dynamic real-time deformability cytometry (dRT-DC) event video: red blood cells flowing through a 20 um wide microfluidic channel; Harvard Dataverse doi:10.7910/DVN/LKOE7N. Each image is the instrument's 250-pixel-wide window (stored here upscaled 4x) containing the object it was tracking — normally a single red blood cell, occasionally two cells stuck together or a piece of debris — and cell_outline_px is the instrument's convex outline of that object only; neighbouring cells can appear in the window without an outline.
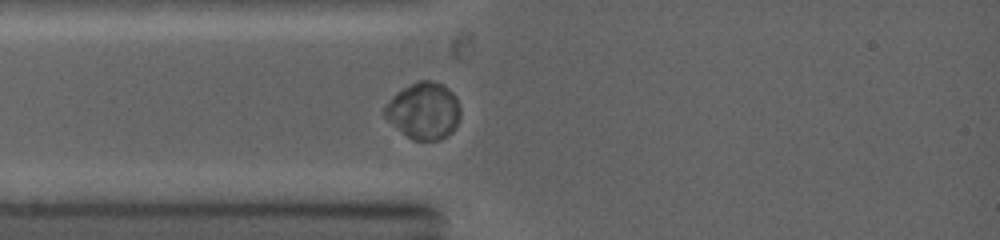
{"species": "common noctule bat (a hibernating species)", "species_latin": "Nyctalus noctula", "temperature_condition": "warm", "stored_images_in_passage": 2, "camera_frame_rate_fps": 5000, "um_per_image_px": 0.085, "animal": {"sex": "female", "body_mass_g": 19.0, "forearm_length_mm": 53.3}, "frame": {"image": 1, "passage_image": 2, "time_ms": 1.2, "image_size_px": [1000, 240], "cell_outline_px": [[460, 116], [452, 132], [448, 136], [440, 140], [412, 140], [384, 116], [384, 108], [392, 96], [396, 92], [420, 80], [432, 80], [448, 88], [452, 92], [460, 108]], "centroid_in_image_um": [36.03, 9.42], "position_along_channel_um": 49.0, "area_um2": 24.68}}